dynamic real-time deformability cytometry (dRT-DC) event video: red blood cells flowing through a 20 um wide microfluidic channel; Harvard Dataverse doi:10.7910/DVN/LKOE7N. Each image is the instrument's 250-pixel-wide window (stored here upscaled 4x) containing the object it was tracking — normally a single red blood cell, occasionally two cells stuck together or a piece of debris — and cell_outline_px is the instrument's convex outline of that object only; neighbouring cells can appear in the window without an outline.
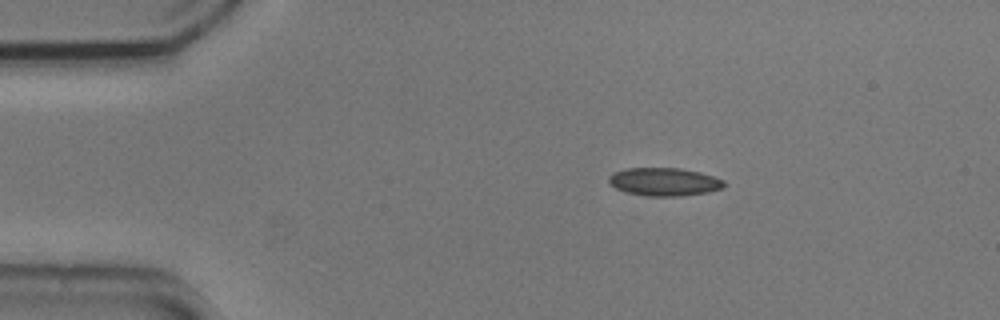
{"species": "common noctule bat (a hibernating species)", "species_latin": "Nyctalus noctula", "temperature_condition": "cold", "stored_images_in_passage": 46, "camera_frame_rate_fps": 3000, "um_per_image_px": 0.085, "animal": {"sex": "male", "body_mass_g": 20.5, "forearm_length_mm": 52.5}, "frame": {"image": 1, "passage_image": 1, "time_ms": 0.0, "image_size_px": [1000, 320], "cell_outline_px": [[728, 184], [724, 188], [708, 192], [680, 196], [644, 196], [628, 192], [616, 188], [608, 184], [608, 176], [612, 172], [624, 168], [680, 168], [700, 172], [724, 180]], "centroid_in_image_um": [56.45, 15.45], "position_along_channel_um": 28.5, "area_um2": 19.13}}
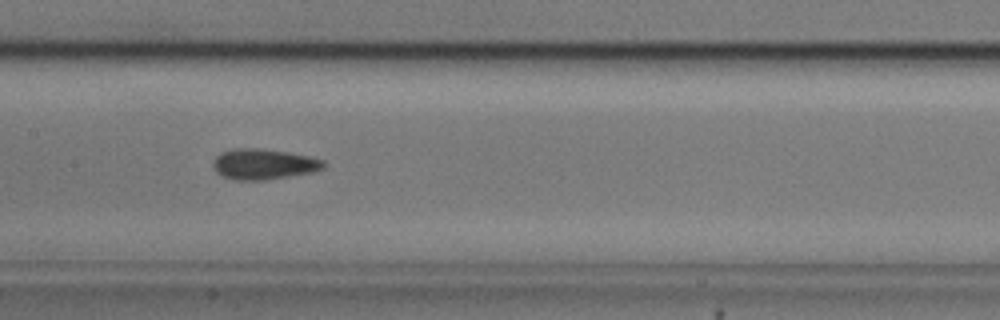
{"frame": {"image": 2, "passage_image": 18, "time_ms": 5.667, "image_size_px": [1000, 320], "cell_outline_px": [[324, 168], [312, 172], [264, 180], [236, 180], [224, 176], [216, 172], [212, 164], [216, 156], [220, 152], [232, 148], [256, 148], [288, 152], [308, 156], [324, 160]], "centroid_in_image_um": [22.38, 13.94], "position_along_channel_um": 185.0, "area_um2": 19.59}}
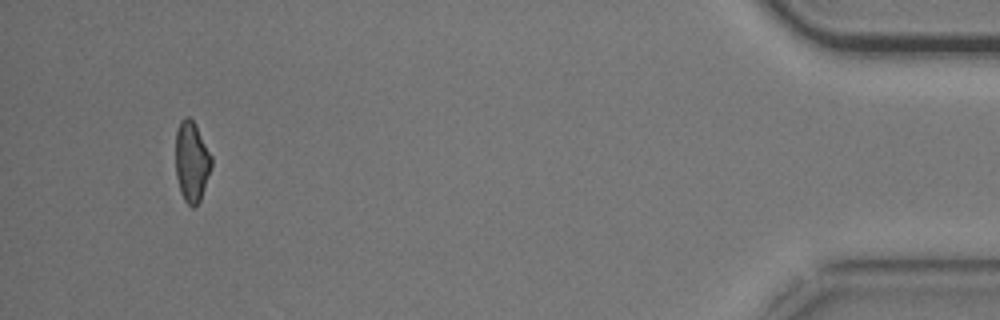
{"frame": {"image": 3, "passage_image": 43, "time_ms": 14.0, "image_size_px": [1000, 320], "cell_outline_px": [[212, 164], [200, 200], [192, 208], [184, 200], [180, 192], [176, 176], [176, 132], [180, 120], [184, 116], [188, 116], [196, 124], [212, 156]], "centroid_in_image_um": [16.28, 13.7], "position_along_channel_um": 418.9, "area_um2": 16.82}, "authors_computed_cell_mechanics": {"area_um2": 18.0914, "velocity_mm_per_s": 3.6963, "shape_relaxation_time_tau1_ms": 8.7864, "shape_relaxation_time_tau2_ms": 5.179, "deformation_change_tau1": 0.1216, "deformation_change_tau2": 0.118}}